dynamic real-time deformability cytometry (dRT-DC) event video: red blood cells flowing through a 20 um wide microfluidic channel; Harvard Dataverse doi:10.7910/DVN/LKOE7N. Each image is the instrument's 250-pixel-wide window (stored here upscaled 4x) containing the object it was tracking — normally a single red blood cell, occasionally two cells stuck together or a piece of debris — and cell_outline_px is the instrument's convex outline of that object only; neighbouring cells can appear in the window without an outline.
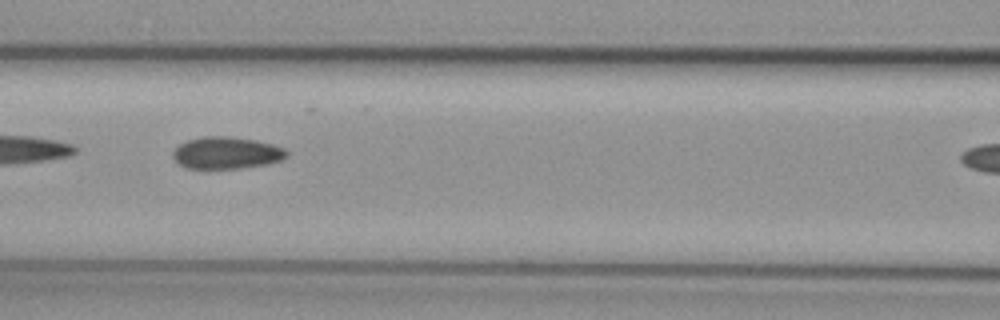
{"species": "common noctule bat (a hibernating species)", "species_latin": "Nyctalus noctula", "temperature_condition": "cold", "stored_images_in_passage": 6, "camera_frame_rate_fps": 3000, "um_per_image_px": 0.085, "animal": {"sex": "female", "body_mass_g": 29.2, "forearm_length_mm": 56.3}, "frame": {"image": 1, "passage_image": 5, "time_ms": 4.667, "image_size_px": [1000, 320], "cell_outline_px": [[288, 156], [284, 160], [268, 164], [240, 168], [188, 168], [180, 164], [172, 156], [172, 152], [180, 144], [188, 140], [200, 136], [232, 136], [256, 140], [272, 144], [284, 148], [288, 152]], "centroid_in_image_um": [19.29, 12.98], "position_along_channel_um": 147.3, "area_um2": 21.33}}